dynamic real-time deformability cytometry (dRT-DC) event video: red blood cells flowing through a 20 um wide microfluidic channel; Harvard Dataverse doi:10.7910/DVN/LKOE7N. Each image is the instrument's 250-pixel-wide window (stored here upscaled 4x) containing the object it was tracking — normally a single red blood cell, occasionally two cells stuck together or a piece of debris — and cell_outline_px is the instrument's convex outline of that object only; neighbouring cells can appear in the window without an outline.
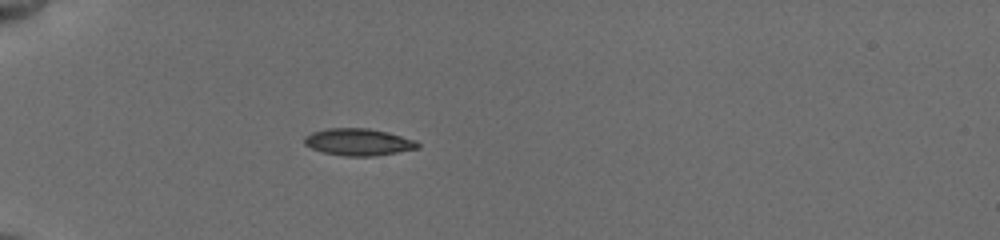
{"species": "common noctule bat (a hibernating species)", "species_latin": "Nyctalus noctula", "temperature_condition": "cold", "stored_images_in_passage": 36, "camera_frame_rate_fps": 3000, "um_per_image_px": 0.085, "animal": {"sex": "female", "body_mass_g": 19.5, "forearm_length_mm": 54.1}, "frame": {"image": 1, "passage_image": 1, "time_ms": 0.0, "image_size_px": [1000, 240], "cell_outline_px": [[420, 148], [372, 156], [344, 156], [324, 152], [312, 148], [304, 144], [304, 136], [312, 132], [328, 128], [368, 128], [388, 132], [416, 140], [420, 144]], "centroid_in_image_um": [30.47, 12.06], "position_along_channel_um": 54.5, "area_um2": 17.8}}
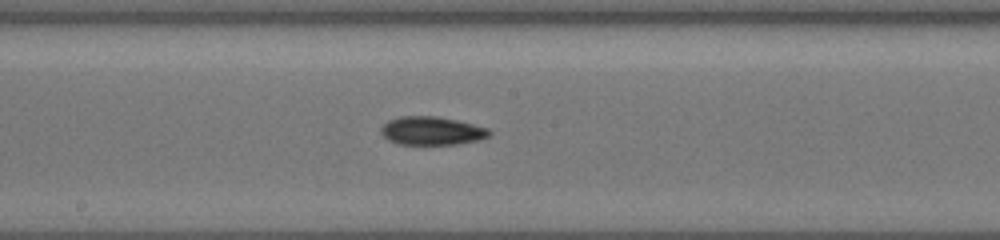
{"frame": {"image": 2, "passage_image": 21, "time_ms": 4.667, "image_size_px": [1000, 240], "cell_outline_px": [[492, 132], [488, 136], [476, 140], [456, 144], [396, 144], [388, 140], [380, 132], [380, 128], [388, 120], [400, 116], [436, 116], [456, 120], [488, 128]], "centroid_in_image_um": [36.65, 11.11], "position_along_channel_um": 211.5, "area_um2": 17.8}}
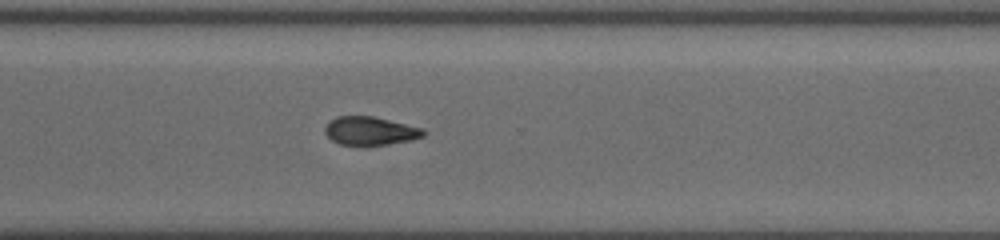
{"frame": {"image": 3, "passage_image": 35, "time_ms": 8.0, "image_size_px": [1000, 240], "cell_outline_px": [[428, 132], [424, 136], [412, 140], [384, 144], [340, 144], [332, 140], [324, 132], [324, 128], [336, 116], [372, 116], [424, 128]], "centroid_in_image_um": [31.51, 11.11], "position_along_channel_um": 339.1, "area_um2": 16.07}}